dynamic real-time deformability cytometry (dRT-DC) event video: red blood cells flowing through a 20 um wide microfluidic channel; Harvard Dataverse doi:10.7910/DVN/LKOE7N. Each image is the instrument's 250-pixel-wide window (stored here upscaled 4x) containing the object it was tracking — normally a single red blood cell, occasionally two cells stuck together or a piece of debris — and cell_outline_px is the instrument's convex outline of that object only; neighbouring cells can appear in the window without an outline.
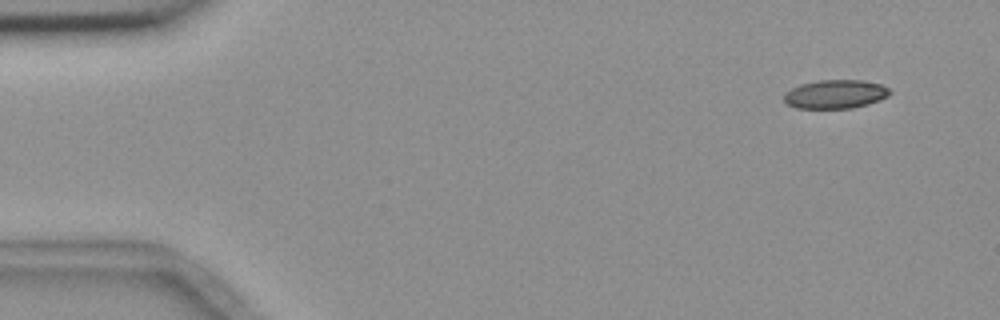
{"species": "common noctule bat (a hibernating species)", "species_latin": "Nyctalus noctula", "temperature_condition": "room temperature", "stored_images_in_passage": 3, "camera_frame_rate_fps": 3000, "um_per_image_px": 0.085, "animal": {"sex": "female", "body_mass_g": 18.4}, "frame": {"image": 1, "passage_image": 1, "time_ms": 0.0, "image_size_px": [1000, 320], "cell_outline_px": [[892, 92], [888, 96], [880, 100], [868, 104], [852, 108], [796, 108], [788, 104], [784, 100], [784, 92], [800, 84], [820, 80], [864, 80], [880, 84], [888, 88]], "centroid_in_image_um": [71.01, 8.0], "position_along_channel_um": 14.0, "area_um2": 17.74}}